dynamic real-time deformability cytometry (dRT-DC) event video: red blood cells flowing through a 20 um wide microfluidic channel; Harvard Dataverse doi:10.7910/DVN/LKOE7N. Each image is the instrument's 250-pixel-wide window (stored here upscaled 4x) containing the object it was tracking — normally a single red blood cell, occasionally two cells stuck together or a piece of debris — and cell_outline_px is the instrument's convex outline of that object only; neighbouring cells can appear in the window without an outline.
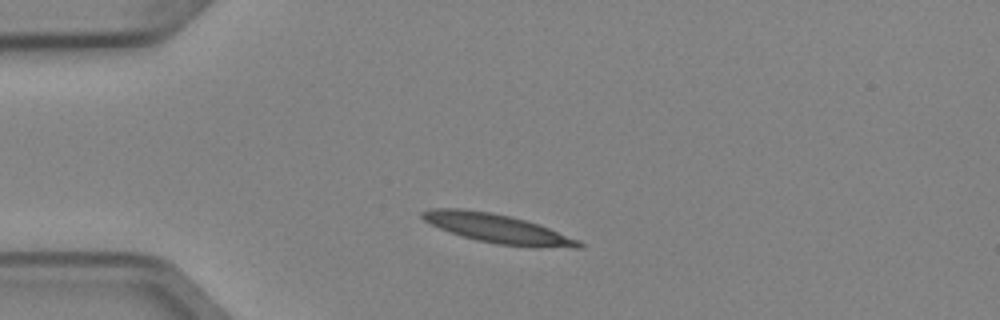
{"species": "Egyptian fruit bat (a non-hibernating species)", "species_latin": "Rousettus aegyptiacus", "temperature_condition": "cold", "stored_images_in_passage": 1, "camera_frame_rate_fps": 3000, "um_per_image_px": 0.085, "animal": {"sex": "female"}, "frame": {"image": 1, "passage_image": 1, "time_ms": 0.0, "image_size_px": [1000, 320], "cell_outline_px": [[584, 248], [532, 248], [496, 244], [476, 240], [440, 228], [424, 220], [420, 216], [420, 212], [432, 208], [460, 208], [488, 212], [508, 216], [524, 220], [548, 228], [580, 240], [584, 244]], "centroid_in_image_um": [42.34, 19.45], "position_along_channel_um": 42.7, "area_um2": 26.36}}